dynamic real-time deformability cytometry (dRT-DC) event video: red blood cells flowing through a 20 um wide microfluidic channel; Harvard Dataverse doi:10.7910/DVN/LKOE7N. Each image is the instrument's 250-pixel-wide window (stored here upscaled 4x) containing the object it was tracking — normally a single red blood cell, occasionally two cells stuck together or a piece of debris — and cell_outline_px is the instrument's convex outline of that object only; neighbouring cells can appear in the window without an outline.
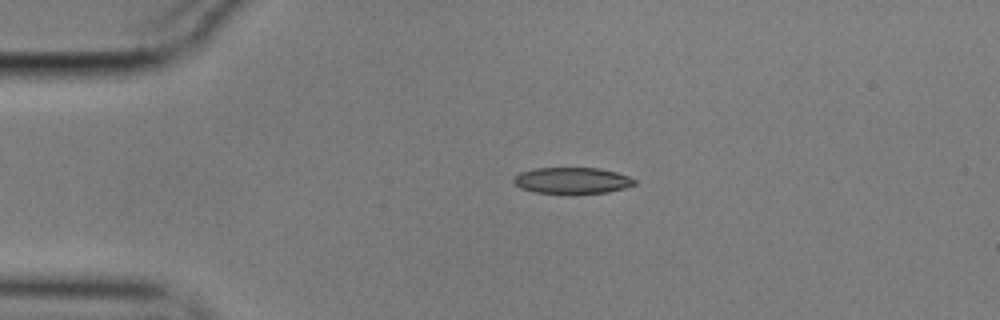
{"species": "common noctule bat (a hibernating species)", "species_latin": "Nyctalus noctula", "temperature_condition": "cold", "stored_images_in_passage": 38, "camera_frame_rate_fps": 3000, "um_per_image_px": 0.085, "animal": {"sex": "male", "body_mass_g": 17.9}, "frame": {"image": 1, "passage_image": 1, "time_ms": 0.0, "image_size_px": [1000, 320], "cell_outline_px": [[636, 184], [624, 188], [608, 192], [536, 192], [520, 188], [512, 180], [512, 176], [520, 172], [536, 168], [600, 168], [616, 172], [628, 176], [636, 180]], "centroid_in_image_um": [48.61, 15.32], "position_along_channel_um": 36.4, "area_um2": 18.15}}
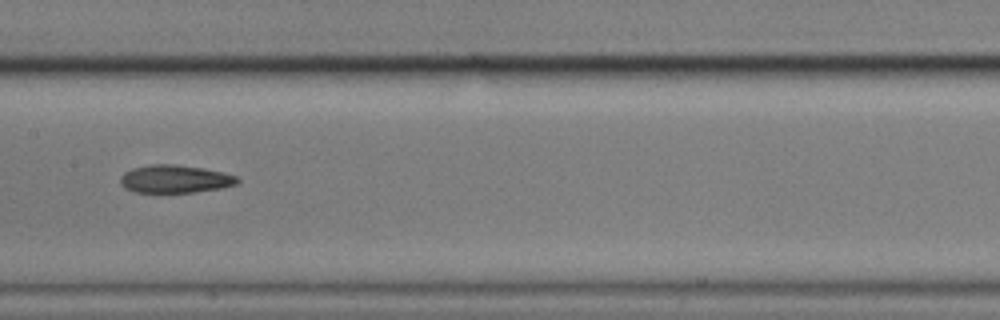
{"frame": {"image": 2, "passage_image": 17, "time_ms": 5.333, "image_size_px": [1000, 320], "cell_outline_px": [[240, 180], [236, 184], [220, 188], [192, 192], [132, 192], [124, 188], [120, 184], [120, 176], [124, 172], [132, 168], [152, 164], [176, 164], [204, 168], [224, 172], [236, 176]], "centroid_in_image_um": [14.84, 15.2], "position_along_channel_um": 192.6, "area_um2": 19.13}}
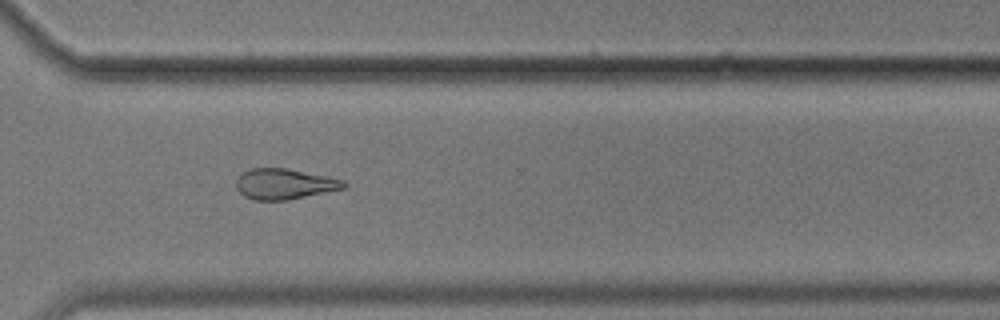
{"frame": {"image": 3, "passage_image": 30, "time_ms": 9.667, "image_size_px": [1000, 320], "cell_outline_px": [[348, 184], [344, 188], [288, 200], [252, 200], [244, 196], [236, 188], [236, 180], [244, 172], [252, 168], [288, 168], [328, 176], [344, 180]], "centroid_in_image_um": [24.19, 15.64], "position_along_channel_um": 346.4, "area_um2": 19.19}, "authors_computed_cell_mechanics": {"area_um2": 19.1896, "velocity_mm_per_s": 3.5602, "shape_relaxation_time_tau1_ms": 6.1525, "shape_relaxation_time_tau2_ms": 7.6379, "deformation_change_tau1": 0.1208, "deformation_change_tau2": 0.1607}}